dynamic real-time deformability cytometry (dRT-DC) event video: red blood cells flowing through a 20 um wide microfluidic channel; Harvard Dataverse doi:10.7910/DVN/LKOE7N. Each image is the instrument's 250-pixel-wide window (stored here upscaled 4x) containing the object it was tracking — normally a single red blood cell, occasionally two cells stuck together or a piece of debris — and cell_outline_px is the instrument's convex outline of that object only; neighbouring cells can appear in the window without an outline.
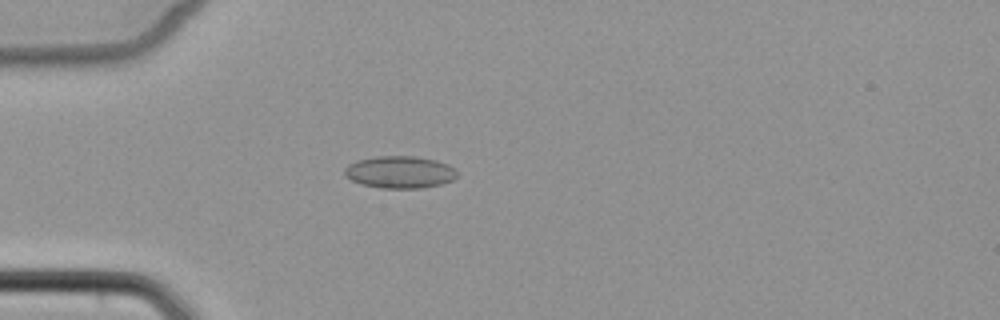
{"species": "common noctule bat (a hibernating species)", "species_latin": "Nyctalus noctula", "temperature_condition": "cold", "stored_images_in_passage": 5, "camera_frame_rate_fps": 3000, "um_per_image_px": 0.085, "animal": {"sex": "female", "body_mass_g": 22.7, "forearm_length_mm": 54.2}, "frame": {"image": 1, "passage_image": 4, "time_ms": 5.0, "image_size_px": [1000, 320], "cell_outline_px": [[456, 176], [452, 180], [440, 184], [424, 188], [380, 188], [360, 184], [344, 176], [344, 168], [348, 164], [356, 160], [376, 156], [416, 156], [436, 160], [448, 164], [456, 172]], "centroid_in_image_um": [33.93, 14.63], "position_along_channel_um": 51.1, "area_um2": 21.21}}